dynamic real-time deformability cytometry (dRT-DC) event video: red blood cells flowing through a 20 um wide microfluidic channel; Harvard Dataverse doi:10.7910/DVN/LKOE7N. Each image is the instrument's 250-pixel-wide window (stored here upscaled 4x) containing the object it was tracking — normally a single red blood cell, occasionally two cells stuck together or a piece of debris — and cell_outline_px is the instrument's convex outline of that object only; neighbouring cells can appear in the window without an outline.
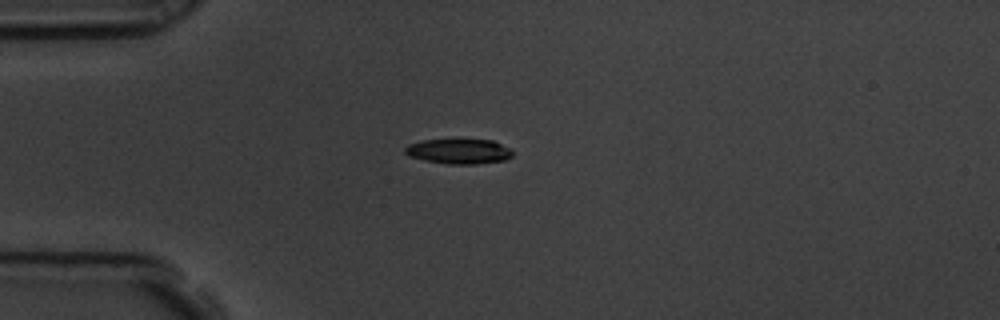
{"species": "common noctule bat (a hibernating species)", "species_latin": "Nyctalus noctula", "temperature_condition": "room temperature", "stored_images_in_passage": 44, "camera_frame_rate_fps": 3000, "um_per_image_px": 0.085, "animal": {"sex": "male", "body_mass_g": 19.5, "forearm_length_mm": 54.6}, "frame": {"image": 1, "passage_image": 1, "time_ms": 0.0, "image_size_px": [1000, 320], "cell_outline_px": [[512, 156], [504, 160], [476, 164], [448, 164], [424, 160], [408, 156], [404, 152], [404, 148], [408, 144], [424, 140], [492, 140], [512, 148]], "centroid_in_image_um": [39.0, 12.87], "position_along_channel_um": 46.0, "area_um2": 15.66}}
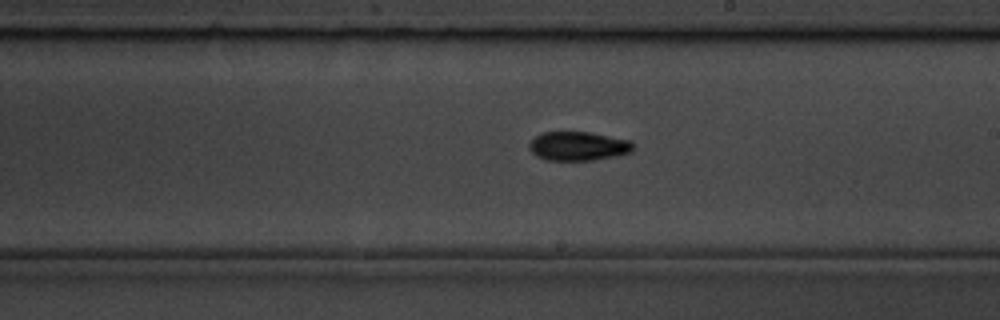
{"frame": {"image": 2, "passage_image": 19, "time_ms": 6.0, "image_size_px": [1000, 320], "cell_outline_px": [[636, 148], [632, 152], [616, 156], [592, 160], [544, 160], [536, 156], [528, 148], [528, 144], [540, 132], [588, 132], [632, 140], [636, 144]], "centroid_in_image_um": [49.19, 12.42], "position_along_channel_um": 239.8, "area_um2": 17.86}}
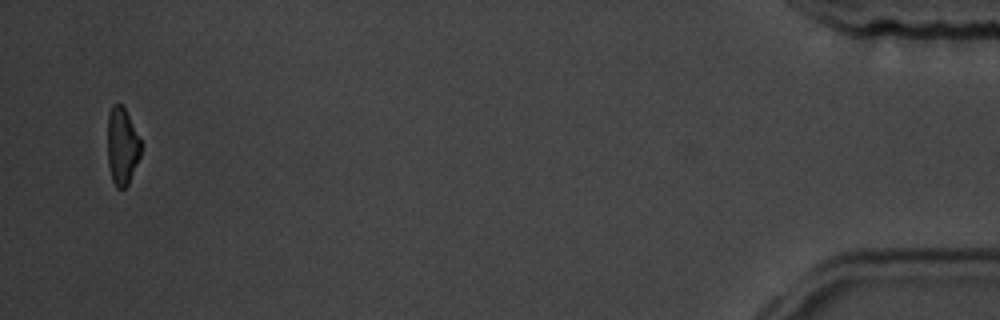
{"frame": {"image": 3, "passage_image": 42, "time_ms": 13.667, "image_size_px": [1000, 320], "cell_outline_px": [[140, 156], [128, 184], [124, 188], [116, 188], [112, 180], [108, 164], [108, 112], [112, 104], [120, 104], [124, 108], [140, 140]], "centroid_in_image_um": [10.36, 12.44], "position_along_channel_um": 424.8, "area_um2": 14.74}, "authors_computed_cell_mechanics": {"area_um2": 17.0799, "velocity_mm_per_s": 3.5333, "shape_relaxation_time_tau1_ms": 3.822, "shape_relaxation_time_tau2_ms": 4.5139, "deformation_change_tau1": 0.1444, "deformation_change_tau2": 0.0997}}